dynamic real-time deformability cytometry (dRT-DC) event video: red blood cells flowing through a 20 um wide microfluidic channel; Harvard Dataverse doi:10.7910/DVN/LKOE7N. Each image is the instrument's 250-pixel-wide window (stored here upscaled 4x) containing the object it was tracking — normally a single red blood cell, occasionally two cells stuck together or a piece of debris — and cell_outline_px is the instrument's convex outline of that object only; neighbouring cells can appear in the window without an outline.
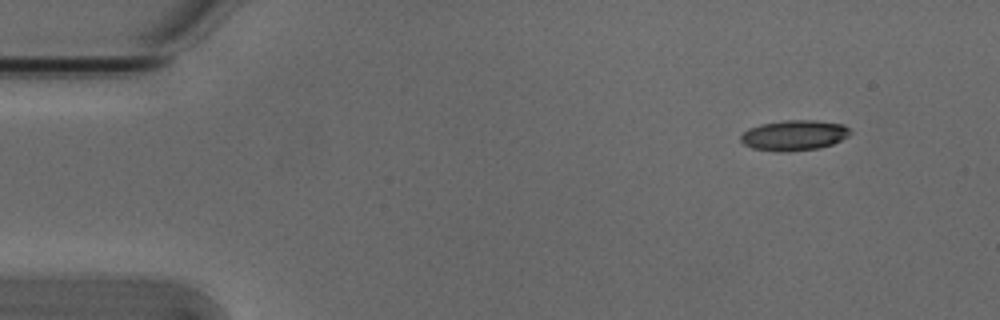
{"species": "Egyptian fruit bat (a non-hibernating species)", "species_latin": "Rousettus aegyptiacus", "temperature_condition": "cold", "stored_images_in_passage": 4, "camera_frame_rate_fps": 3000, "um_per_image_px": 0.085, "animal": {"sex": "male"}, "frame": {"image": 1, "passage_image": 1, "time_ms": 0.0, "image_size_px": [1000, 320], "cell_outline_px": [[852, 132], [848, 136], [832, 144], [820, 148], [784, 152], [780, 152], [752, 148], [744, 144], [740, 140], [740, 136], [748, 128], [760, 124], [784, 120], [816, 120], [844, 124]], "centroid_in_image_um": [67.49, 11.49], "position_along_channel_um": 17.5, "area_um2": 19.48}}
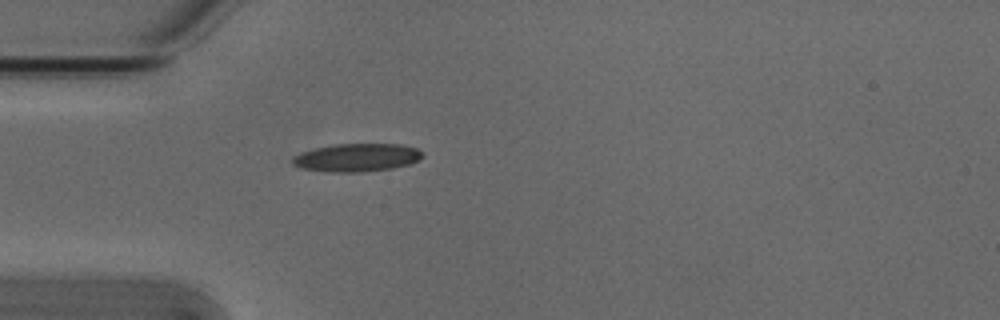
{"frame": {"image": 2, "passage_image": 4, "time_ms": 1.0, "image_size_px": [1000, 320], "cell_outline_px": [[424, 156], [408, 164], [392, 168], [356, 172], [332, 172], [300, 168], [292, 164], [292, 156], [300, 152], [332, 144], [400, 144], [416, 148]], "centroid_in_image_um": [30.27, 13.38], "position_along_channel_um": 54.7, "area_um2": 21.1}}